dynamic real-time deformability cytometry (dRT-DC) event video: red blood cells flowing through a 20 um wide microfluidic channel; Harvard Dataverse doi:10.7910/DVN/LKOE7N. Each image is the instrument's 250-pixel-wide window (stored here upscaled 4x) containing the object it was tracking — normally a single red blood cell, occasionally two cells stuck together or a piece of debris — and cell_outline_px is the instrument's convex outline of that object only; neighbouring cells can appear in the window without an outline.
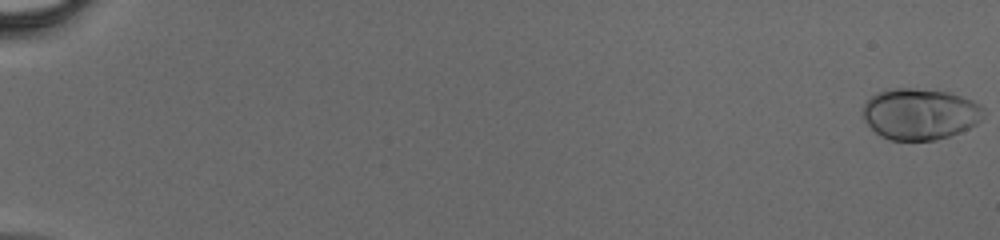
{"species": "human", "species_latin": "Homo sapiens", "temperature_condition": "cold", "stored_images_in_passage": 48, "camera_frame_rate_fps": 3000, "um_per_image_px": 0.085, "donor": {"sex": "male"}, "frame": {"image": 1, "passage_image": 1, "time_ms": 0.0, "image_size_px": [1000, 240], "cell_outline_px": [[984, 116], [976, 124], [960, 132], [936, 140], [892, 140], [880, 136], [864, 120], [864, 104], [876, 92], [888, 88], [912, 88], [948, 92], [972, 100], [980, 104], [984, 108]], "centroid_in_image_um": [78.21, 9.68], "position_along_channel_um": 6.8, "area_um2": 36.01}}
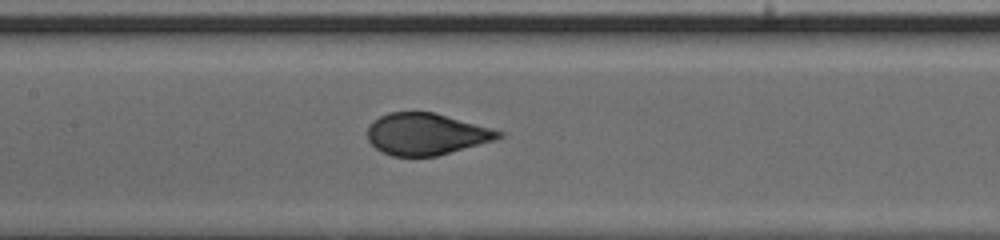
{"frame": {"image": 2, "passage_image": 26, "time_ms": 8.333, "image_size_px": [1000, 240], "cell_outline_px": [[504, 136], [496, 140], [436, 156], [392, 156], [376, 148], [368, 140], [368, 124], [372, 120], [388, 112], [432, 112], [504, 132]], "centroid_in_image_um": [36.2, 11.4], "position_along_channel_um": 171.2, "area_um2": 31.62}}
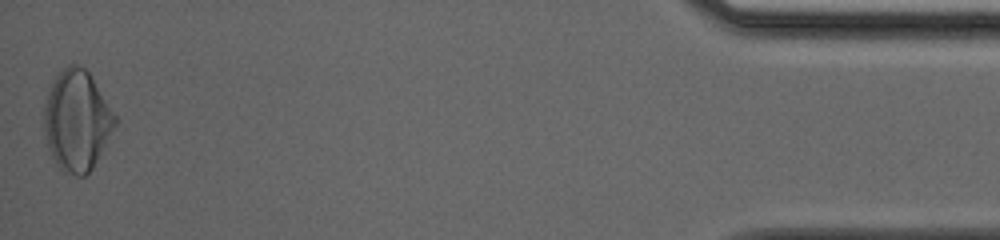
{"frame": {"image": 3, "passage_image": 48, "time_ms": 15.667, "image_size_px": [1000, 240], "cell_outline_px": [[120, 120], [92, 168], [84, 176], [76, 176], [64, 172], [56, 164], [48, 148], [44, 128], [44, 104], [48, 92], [56, 76], [68, 64], [76, 64], [84, 68], [88, 72]], "centroid_in_image_um": [6.56, 10.26], "position_along_channel_um": 428.6, "area_um2": 41.56}}